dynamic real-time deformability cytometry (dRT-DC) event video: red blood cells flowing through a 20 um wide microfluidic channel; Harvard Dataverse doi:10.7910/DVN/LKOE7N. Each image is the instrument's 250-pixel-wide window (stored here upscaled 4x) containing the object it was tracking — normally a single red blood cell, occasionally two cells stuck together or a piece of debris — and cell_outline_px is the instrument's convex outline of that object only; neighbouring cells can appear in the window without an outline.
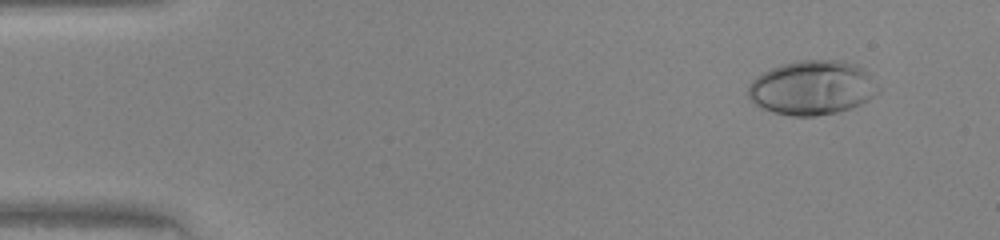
{"species": "human", "species_latin": "Homo sapiens", "temperature_condition": "warm", "stored_images_in_passage": 44, "camera_frame_rate_fps": 3000, "um_per_image_px": 0.085, "donor": {"sex": "female"}, "frame": {"image": 1, "passage_image": 1, "time_ms": 0.0, "image_size_px": [1000, 240], "cell_outline_px": [[880, 92], [868, 100], [852, 108], [836, 112], [816, 116], [792, 116], [772, 112], [760, 108], [748, 96], [748, 84], [756, 76], [780, 64], [796, 60], [844, 60], [856, 64], [864, 68], [868, 72], [880, 88]], "centroid_in_image_um": [69.05, 7.45], "position_along_channel_um": 15.9, "area_um2": 41.62}}
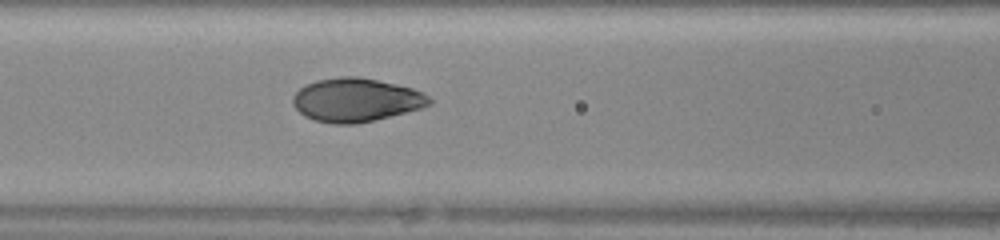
{"frame": {"image": 2, "passage_image": 17, "time_ms": 5.333, "image_size_px": [1000, 240], "cell_outline_px": [[432, 104], [424, 108], [356, 124], [332, 124], [312, 120], [304, 116], [292, 104], [292, 96], [304, 84], [316, 80], [340, 76], [356, 76], [396, 84], [412, 88], [424, 92], [432, 100]], "centroid_in_image_um": [30.25, 8.5], "position_along_channel_um": 136.3, "area_um2": 34.97}}
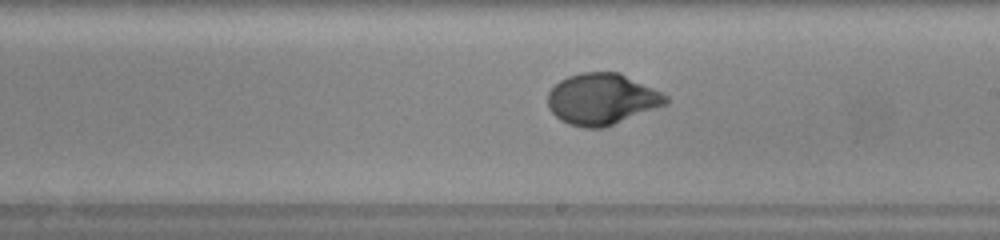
{"frame": {"image": 3, "passage_image": 24, "time_ms": 7.667, "image_size_px": [1000, 240], "cell_outline_px": [[668, 104], [604, 128], [584, 128], [568, 124], [560, 120], [548, 108], [548, 92], [560, 80], [568, 76], [580, 72], [620, 72], [668, 96]], "centroid_in_image_um": [51.15, 8.43], "position_along_channel_um": 237.8, "area_um2": 35.32}}